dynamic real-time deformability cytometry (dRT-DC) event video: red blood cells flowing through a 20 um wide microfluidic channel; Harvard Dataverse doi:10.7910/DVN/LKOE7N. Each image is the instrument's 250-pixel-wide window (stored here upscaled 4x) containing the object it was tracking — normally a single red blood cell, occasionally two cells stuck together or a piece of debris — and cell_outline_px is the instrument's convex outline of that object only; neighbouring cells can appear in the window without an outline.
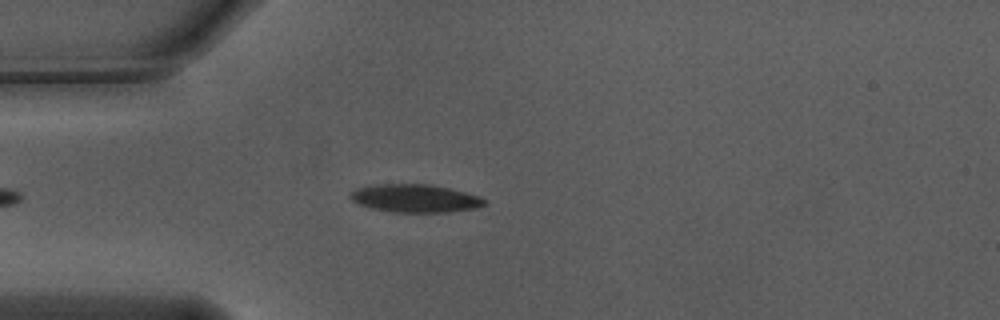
{"species": "Egyptian fruit bat (a non-hibernating species)", "species_latin": "Rousettus aegyptiacus", "temperature_condition": "warm", "stored_images_in_passage": 43, "camera_frame_rate_fps": 3000, "um_per_image_px": 0.085, "animal": {"sex": "male"}, "frame": {"image": 1, "passage_image": 7, "time_ms": 2.0, "image_size_px": [1000, 320], "cell_outline_px": [[488, 204], [476, 208], [448, 212], [392, 212], [372, 208], [360, 204], [352, 200], [352, 192], [356, 188], [376, 184], [428, 184], [448, 188], [480, 196], [488, 200]], "centroid_in_image_um": [35.35, 16.86], "position_along_channel_um": 49.7, "area_um2": 21.79}}
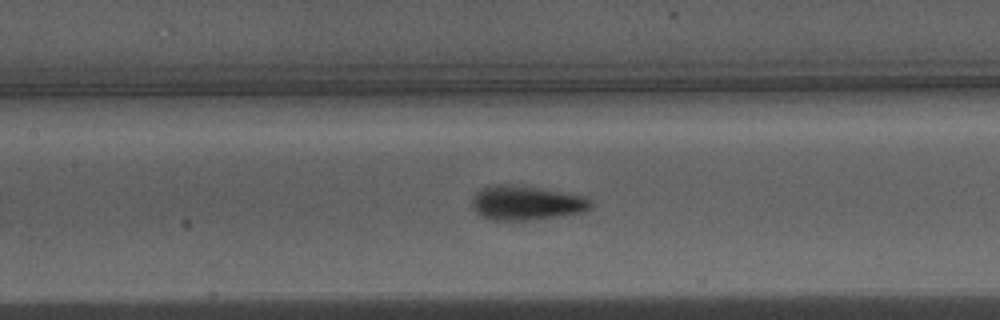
{"frame": {"image": 2, "passage_image": 17, "time_ms": 5.333, "image_size_px": [1000, 320], "cell_outline_px": [[592, 208], [584, 212], [528, 220], [488, 220], [480, 216], [472, 208], [472, 200], [476, 192], [492, 184], [508, 184], [536, 188], [584, 196], [592, 200]], "centroid_in_image_um": [44.71, 17.26], "position_along_channel_um": 162.7, "area_um2": 23.64}}
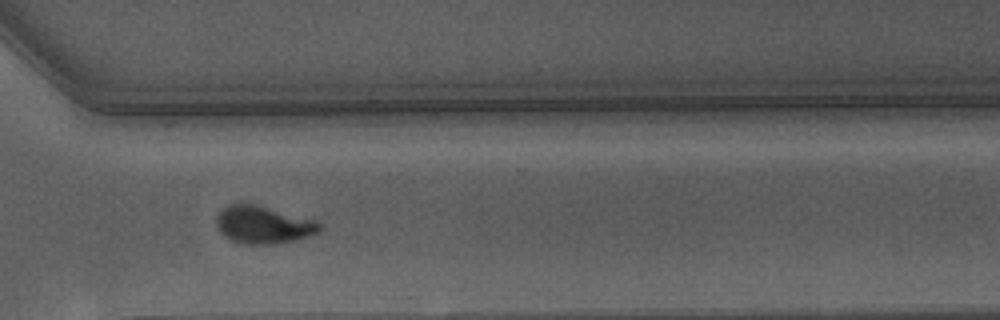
{"frame": {"image": 3, "passage_image": 32, "time_ms": 10.333, "image_size_px": [1000, 320], "cell_outline_px": [[320, 228], [316, 232], [308, 236], [276, 244], [248, 244], [232, 240], [224, 236], [220, 232], [216, 224], [216, 216], [228, 204], [240, 200], [256, 204], [316, 220], [320, 224]], "centroid_in_image_um": [22.31, 19.06], "position_along_channel_um": 348.3, "area_um2": 22.72}, "authors_computed_cell_mechanics": {"area_um2": 22.5998, "velocity_mm_per_s": 3.7173, "shape_relaxation_time_tau1_ms": 2.8908, "shape_relaxation_time_tau2_ms": null, "deformation_change_tau1": 0.2133, "deformation_change_tau2": null}}